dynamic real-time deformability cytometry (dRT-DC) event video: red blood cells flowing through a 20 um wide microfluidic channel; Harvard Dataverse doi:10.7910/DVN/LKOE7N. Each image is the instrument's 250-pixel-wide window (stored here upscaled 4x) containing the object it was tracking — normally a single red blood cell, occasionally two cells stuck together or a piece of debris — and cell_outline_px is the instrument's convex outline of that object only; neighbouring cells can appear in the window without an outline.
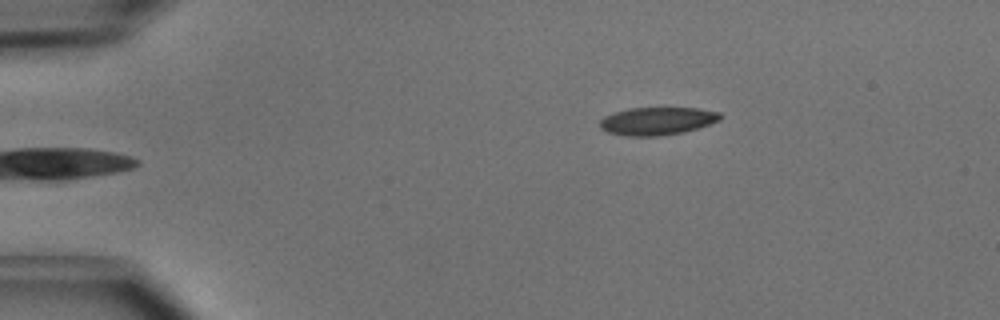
{"species": "common noctule bat (a hibernating species)", "species_latin": "Nyctalus noctula", "temperature_condition": "cold", "stored_images_in_passage": 4, "camera_frame_rate_fps": 3000, "um_per_image_px": 0.085, "animal": {"sex": "male", "body_mass_g": 15.6}, "frame": {"image": 1, "passage_image": 4, "time_ms": 1.0, "image_size_px": [1000, 320], "cell_outline_px": [[720, 120], [684, 132], [660, 136], [628, 136], [608, 132], [600, 128], [600, 120], [604, 116], [628, 108], [696, 108], [720, 112]], "centroid_in_image_um": [55.84, 10.29], "position_along_channel_um": 29.2, "area_um2": 19.36}}